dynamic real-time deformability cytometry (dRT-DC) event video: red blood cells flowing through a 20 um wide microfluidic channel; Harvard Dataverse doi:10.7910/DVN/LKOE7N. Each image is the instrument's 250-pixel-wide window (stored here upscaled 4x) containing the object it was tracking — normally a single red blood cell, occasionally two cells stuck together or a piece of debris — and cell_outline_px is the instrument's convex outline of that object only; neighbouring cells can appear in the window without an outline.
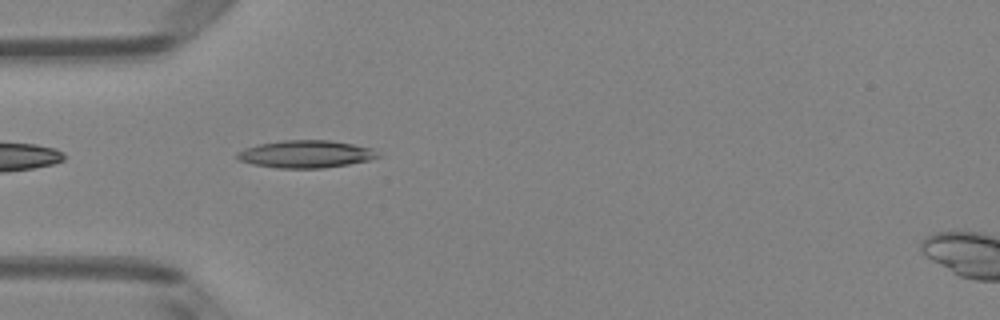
{"species": "Egyptian fruit bat (a non-hibernating species)", "species_latin": "Rousettus aegyptiacus", "temperature_condition": "room temperature", "stored_images_in_passage": 36, "camera_frame_rate_fps": 3000, "um_per_image_px": 0.085, "animal": {"sex": "female"}, "frame": {"image": 1, "passage_image": 1, "time_ms": 0.0, "image_size_px": [1000, 320], "cell_outline_px": [[380, 156], [368, 160], [348, 164], [324, 168], [276, 168], [252, 164], [240, 160], [236, 156], [236, 152], [244, 148], [260, 144], [284, 140], [328, 140], [352, 144], [372, 148]], "centroid_in_image_um": [25.96, 13.1], "position_along_channel_um": 59.0, "area_um2": 22.37}}
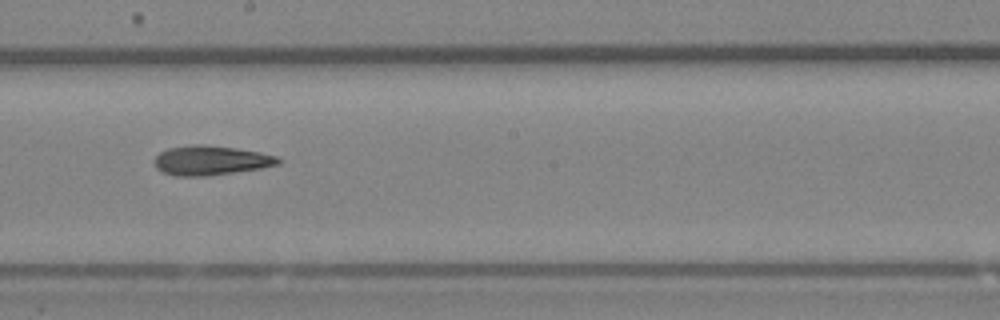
{"frame": {"image": 2, "passage_image": 14, "time_ms": 4.333, "image_size_px": [1000, 320], "cell_outline_px": [[284, 160], [280, 164], [260, 168], [208, 176], [176, 176], [164, 172], [156, 168], [156, 156], [160, 152], [168, 148], [192, 144], [204, 144], [236, 148], [260, 152], [276, 156]], "centroid_in_image_um": [17.95, 13.63], "position_along_channel_um": 230.2, "area_um2": 21.27}}
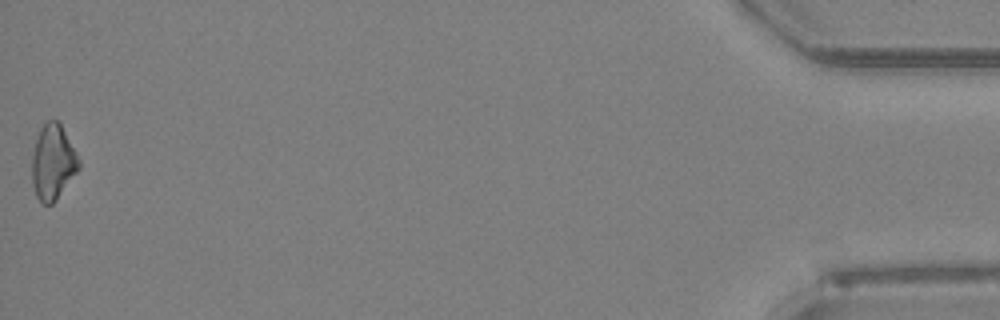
{"frame": {"image": 3, "passage_image": 36, "time_ms": 11.667, "image_size_px": [1000, 320], "cell_outline_px": [[80, 168], [56, 200], [52, 204], [40, 204], [36, 196], [32, 184], [32, 156], [36, 140], [40, 128], [48, 120], [60, 120], [80, 160]], "centroid_in_image_um": [4.5, 13.79], "position_along_channel_um": 430.7, "area_um2": 20.75}, "authors_computed_cell_mechanics": {"area_um2": 20.4612, "velocity_mm_per_s": 4.0446, "shape_relaxation_time_tau1_ms": 4.5425, "shape_relaxation_time_tau2_ms": 8.6648, "deformation_change_tau1": 0.1379, "deformation_change_tau2": 0.2309}}